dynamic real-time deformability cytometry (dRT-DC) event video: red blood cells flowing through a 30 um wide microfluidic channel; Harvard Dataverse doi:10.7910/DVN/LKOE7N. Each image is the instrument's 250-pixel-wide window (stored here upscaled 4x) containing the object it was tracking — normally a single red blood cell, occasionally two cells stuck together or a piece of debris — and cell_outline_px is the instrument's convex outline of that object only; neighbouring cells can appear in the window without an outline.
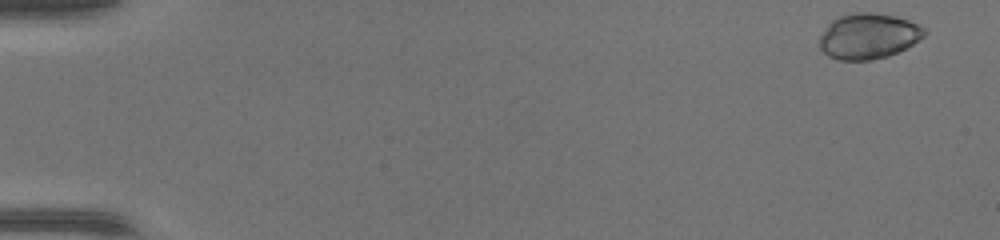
{"species": "common noctule bat (a hibernating species)", "species_latin": "Nyctalus noctula", "temperature_condition": "warm", "stored_images_in_passage": 46, "camera_frame_rate_fps": 3000, "um_per_image_px": 0.085, "animal": {"sex": "female", "body_mass_g": 17.0, "forearm_length_mm": 48.0}, "frame": {"image": 1, "passage_image": 1, "time_ms": 0.0, "image_size_px": [1000, 240], "cell_outline_px": [[928, 32], [924, 36], [912, 44], [888, 56], [872, 60], [840, 60], [828, 56], [820, 48], [820, 36], [828, 24], [836, 16], [848, 12], [872, 12], [896, 16], [908, 20], [924, 28]], "centroid_in_image_um": [73.79, 3.05], "position_along_channel_um": 11.2, "area_um2": 27.92}}
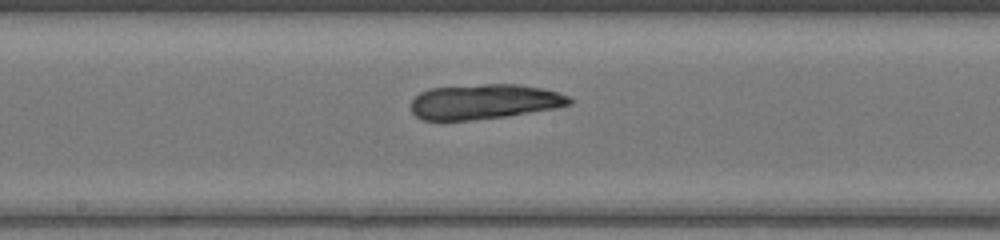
{"frame": {"image": 2, "passage_image": 25, "time_ms": 8.0, "image_size_px": [1000, 240], "cell_outline_px": [[572, 104], [556, 108], [504, 116], [468, 120], [420, 120], [412, 112], [412, 100], [420, 92], [428, 88], [484, 84], [520, 84], [544, 88], [568, 96], [572, 100]], "centroid_in_image_um": [41.16, 8.63], "position_along_channel_um": 207.0, "area_um2": 32.25}}
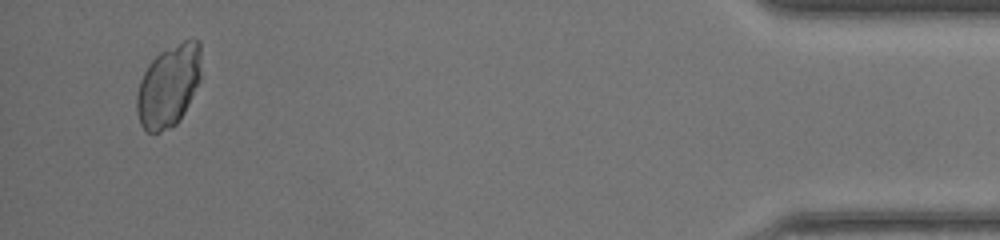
{"frame": {"image": 3, "passage_image": 44, "time_ms": 14.333, "image_size_px": [1000, 240], "cell_outline_px": [[200, 80], [180, 120], [176, 124], [160, 132], [148, 132], [140, 124], [136, 112], [136, 92], [140, 80], [148, 64], [160, 52], [184, 40], [200, 40]], "centroid_in_image_um": [14.31, 7.31], "position_along_channel_um": 420.9, "area_um2": 30.75}}